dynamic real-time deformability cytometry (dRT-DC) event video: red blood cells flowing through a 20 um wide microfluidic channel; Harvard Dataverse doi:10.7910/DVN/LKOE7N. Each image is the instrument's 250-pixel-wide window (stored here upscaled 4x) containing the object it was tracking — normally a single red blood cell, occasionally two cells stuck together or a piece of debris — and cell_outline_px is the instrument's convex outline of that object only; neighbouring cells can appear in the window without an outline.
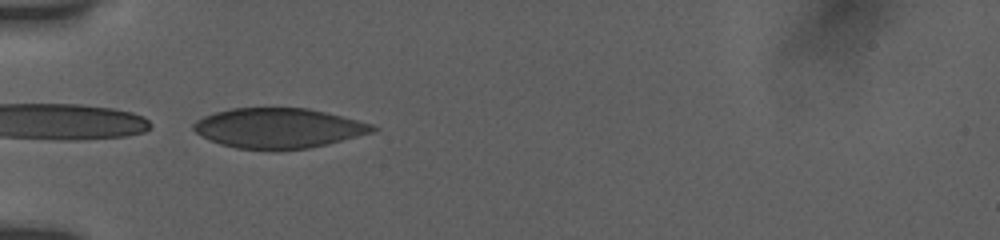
{"species": "human", "species_latin": "Homo sapiens", "temperature_condition": "room temperature", "stored_images_in_passage": 2, "camera_frame_rate_fps": 3000, "um_per_image_px": 0.085, "donor": {"sex": "female"}, "frame": {"image": 1, "passage_image": 1, "time_ms": 0.0, "image_size_px": [1000, 240], "cell_outline_px": [[376, 128], [372, 132], [328, 144], [308, 148], [236, 148], [220, 144], [208, 140], [196, 132], [192, 128], [192, 124], [196, 120], [204, 116], [216, 112], [232, 108], [308, 108], [372, 124]], "centroid_in_image_um": [23.61, 10.87], "position_along_channel_um": 61.4, "area_um2": 40.92}}